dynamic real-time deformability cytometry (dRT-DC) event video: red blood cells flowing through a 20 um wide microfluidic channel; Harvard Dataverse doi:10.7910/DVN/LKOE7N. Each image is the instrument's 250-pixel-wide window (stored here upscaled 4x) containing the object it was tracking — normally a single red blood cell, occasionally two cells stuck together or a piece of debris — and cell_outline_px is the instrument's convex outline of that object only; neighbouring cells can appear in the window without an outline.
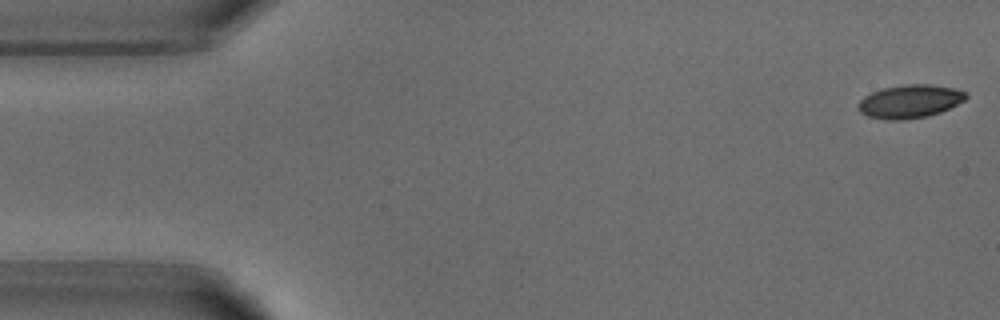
{"species": "common noctule bat (a hibernating species)", "species_latin": "Nyctalus noctula", "temperature_condition": "warm", "stored_images_in_passage": 52, "camera_frame_rate_fps": 3000, "um_per_image_px": 0.085, "animal": {"sex": "male", "body_mass_g": 18.8}, "frame": {"image": 1, "passage_image": 1, "time_ms": 0.0, "image_size_px": [1000, 320], "cell_outline_px": [[968, 96], [964, 100], [940, 112], [928, 116], [900, 120], [888, 120], [868, 116], [860, 112], [856, 104], [864, 96], [872, 92], [884, 88], [904, 84], [928, 84], [952, 88], [964, 92]], "centroid_in_image_um": [77.29, 8.62], "position_along_channel_um": 7.7, "area_um2": 20.69}}
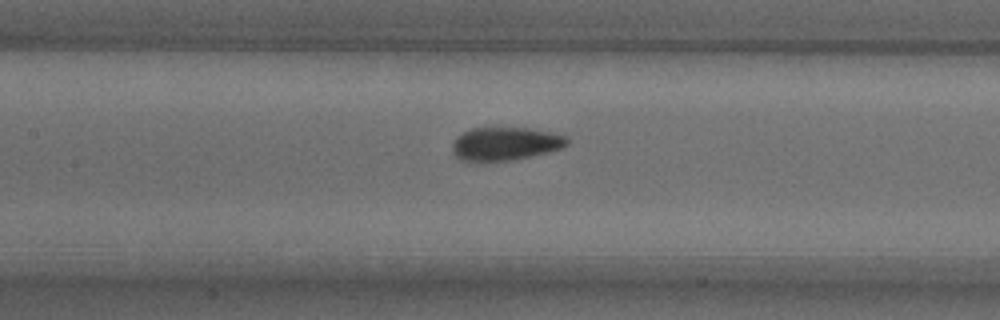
{"frame": {"image": 2, "passage_image": 23, "time_ms": 7.333, "image_size_px": [1000, 320], "cell_outline_px": [[568, 144], [564, 148], [548, 152], [512, 160], [460, 160], [456, 156], [452, 148], [452, 144], [456, 136], [472, 128], [528, 128], [552, 132], [564, 136], [568, 140]], "centroid_in_image_um": [42.97, 12.2], "position_along_channel_um": 164.4, "area_um2": 21.96}}
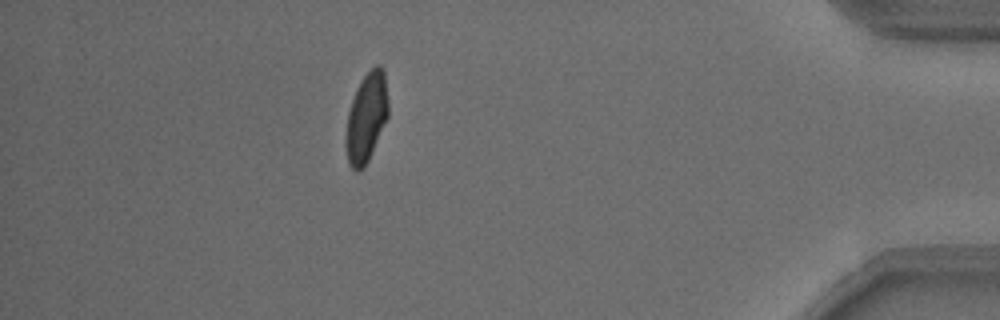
{"frame": {"image": 3, "passage_image": 46, "time_ms": 15.0, "image_size_px": [1000, 320], "cell_outline_px": [[388, 116], [368, 160], [364, 168], [356, 172], [348, 164], [344, 144], [344, 136], [348, 112], [356, 88], [364, 76], [376, 64], [380, 64], [384, 72], [388, 100]], "centroid_in_image_um": [31.11, 10.02], "position_along_channel_um": 404.1, "area_um2": 22.2}, "authors_computed_cell_mechanics": {"area_um2": 22.0218, "velocity_mm_per_s": 3.8054, "shape_relaxation_time_tau1_ms": 4.0935, "shape_relaxation_time_tau2_ms": 1.4484, "deformation_change_tau1": 0.1384, "deformation_change_tau2": 0.0581}}